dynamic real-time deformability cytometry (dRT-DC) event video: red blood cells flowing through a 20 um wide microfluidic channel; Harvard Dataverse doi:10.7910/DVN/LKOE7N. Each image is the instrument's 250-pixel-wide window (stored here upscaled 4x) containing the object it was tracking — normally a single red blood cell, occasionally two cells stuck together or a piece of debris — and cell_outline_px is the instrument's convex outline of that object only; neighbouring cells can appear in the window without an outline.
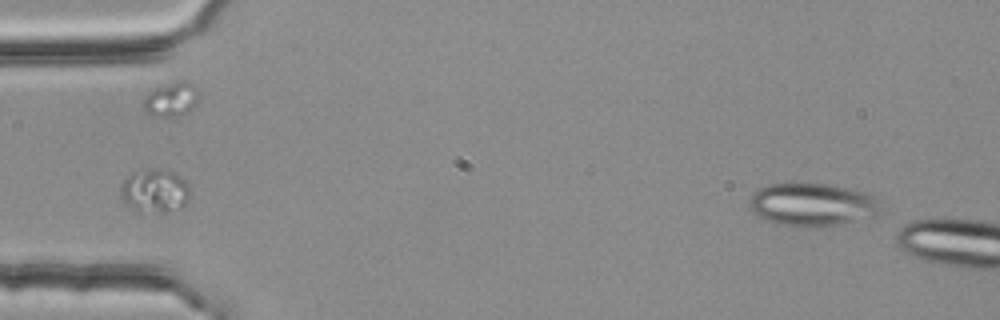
{"species": "common noctule bat (a hibernating species)", "species_latin": "Nyctalus noctula", "temperature_condition": "room temperature", "stored_images_in_passage": 6, "camera_frame_rate_fps": 3000, "um_per_image_px": 0.085, "animal": {"sex": "female", "body_mass_g": 25.1}, "frame": {"image": 1, "passage_image": 1, "time_ms": 0.0, "image_size_px": [1000, 320], "cell_outline_px": [[884, 212], [880, 216], [840, 224], [776, 224], [764, 220], [756, 216], [748, 208], [748, 200], [752, 192], [760, 188], [772, 184], [828, 184], [872, 192]], "centroid_in_image_um": [69.09, 17.36], "position_along_channel_um": 15.9, "area_um2": 32.95}}